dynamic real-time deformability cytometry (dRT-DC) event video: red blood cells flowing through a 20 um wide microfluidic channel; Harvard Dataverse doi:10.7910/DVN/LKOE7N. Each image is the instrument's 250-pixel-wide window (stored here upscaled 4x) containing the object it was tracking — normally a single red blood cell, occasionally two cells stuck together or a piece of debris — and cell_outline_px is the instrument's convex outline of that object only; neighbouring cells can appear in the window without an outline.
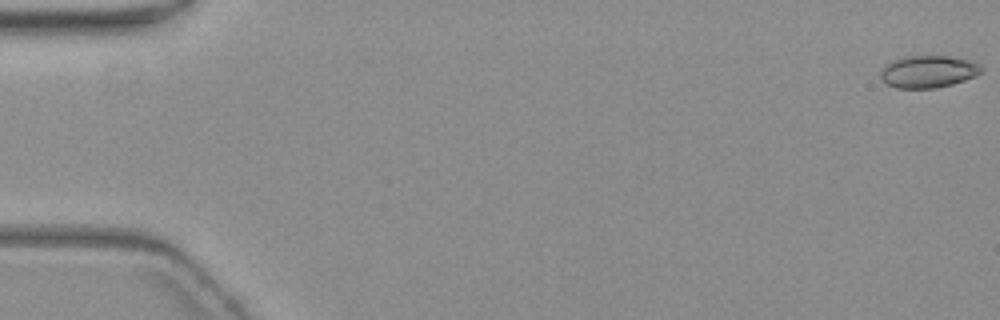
{"species": "common noctule bat (a hibernating species)", "species_latin": "Nyctalus noctula", "temperature_condition": "warm", "stored_images_in_passage": 7, "camera_frame_rate_fps": 3000, "um_per_image_px": 0.085, "animal": {"sex": "female", "body_mass_g": 19.3, "forearm_length_mm": 54.1}, "frame": {"image": 1, "passage_image": 1, "time_ms": 0.0, "image_size_px": [1000, 320], "cell_outline_px": [[984, 68], [976, 76], [952, 84], [936, 88], [896, 88], [888, 84], [880, 76], [880, 68], [884, 64], [892, 60], [904, 56], [948, 56], [968, 60], [980, 64]], "centroid_in_image_um": [78.88, 6.08], "position_along_channel_um": 6.1, "area_um2": 19.02}}
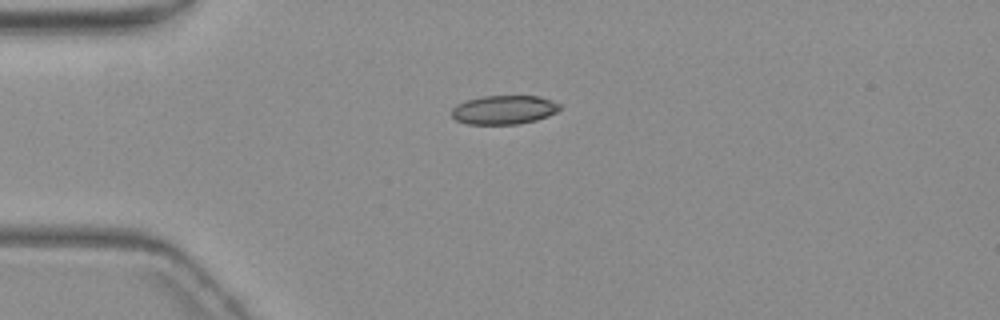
{"frame": {"image": 2, "passage_image": 5, "time_ms": 4.667, "image_size_px": [1000, 320], "cell_outline_px": [[560, 108], [556, 112], [548, 116], [536, 120], [516, 124], [468, 124], [456, 120], [452, 116], [452, 108], [456, 104], [468, 100], [484, 96], [540, 96], [552, 100], [560, 104]], "centroid_in_image_um": [42.84, 9.33], "position_along_channel_um": 42.2, "area_um2": 18.15}}
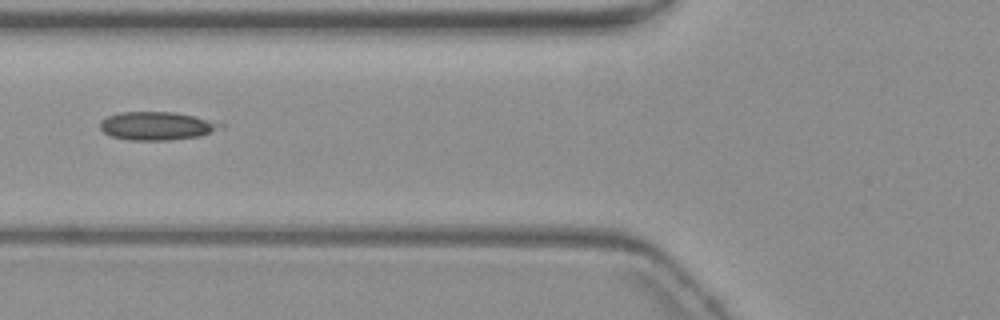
{"frame": {"image": 3, "passage_image": 7, "time_ms": 7.333, "image_size_px": [1000, 320], "cell_outline_px": [[224, 128], [200, 136], [172, 140], [128, 140], [112, 136], [104, 132], [100, 128], [100, 120], [108, 116], [120, 112], [172, 112], [192, 116], [224, 124]], "centroid_in_image_um": [13.32, 10.71], "position_along_channel_um": 112.5, "area_um2": 19.77}}